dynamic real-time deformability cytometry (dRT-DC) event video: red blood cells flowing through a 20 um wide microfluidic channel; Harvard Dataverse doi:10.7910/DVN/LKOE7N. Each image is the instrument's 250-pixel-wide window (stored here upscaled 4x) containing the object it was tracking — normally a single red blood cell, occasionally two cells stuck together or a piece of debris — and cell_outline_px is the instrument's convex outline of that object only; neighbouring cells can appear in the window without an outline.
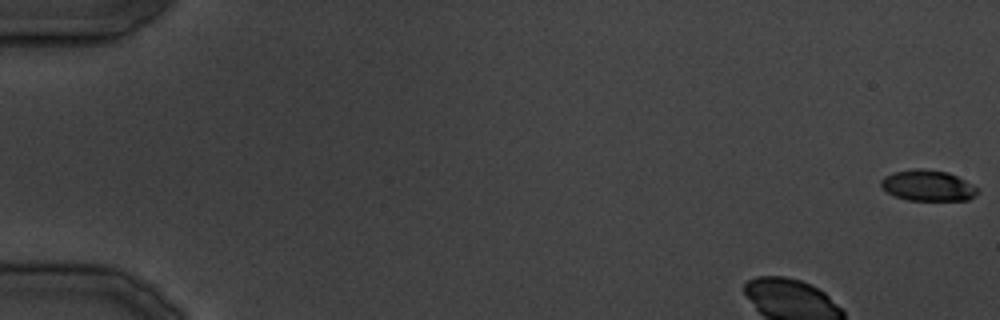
{"species": "common noctule bat (a hibernating species)", "species_latin": "Nyctalus noctula", "temperature_condition": "cold", "stored_images_in_passage": 26, "camera_frame_rate_fps": 3000, "um_per_image_px": 0.085, "animal": {"sex": "male", "body_mass_g": 19.5, "forearm_length_mm": 54.6}, "frame": {"image": 1, "passage_image": 1, "time_ms": 0.0, "image_size_px": [1000, 320], "cell_outline_px": [[980, 192], [976, 196], [968, 200], [908, 200], [896, 196], [888, 192], [880, 184], [880, 180], [884, 176], [892, 172], [916, 168], [924, 168], [948, 172], [980, 188]], "centroid_in_image_um": [78.9, 15.76], "position_along_channel_um": 6.1, "area_um2": 17.51}}